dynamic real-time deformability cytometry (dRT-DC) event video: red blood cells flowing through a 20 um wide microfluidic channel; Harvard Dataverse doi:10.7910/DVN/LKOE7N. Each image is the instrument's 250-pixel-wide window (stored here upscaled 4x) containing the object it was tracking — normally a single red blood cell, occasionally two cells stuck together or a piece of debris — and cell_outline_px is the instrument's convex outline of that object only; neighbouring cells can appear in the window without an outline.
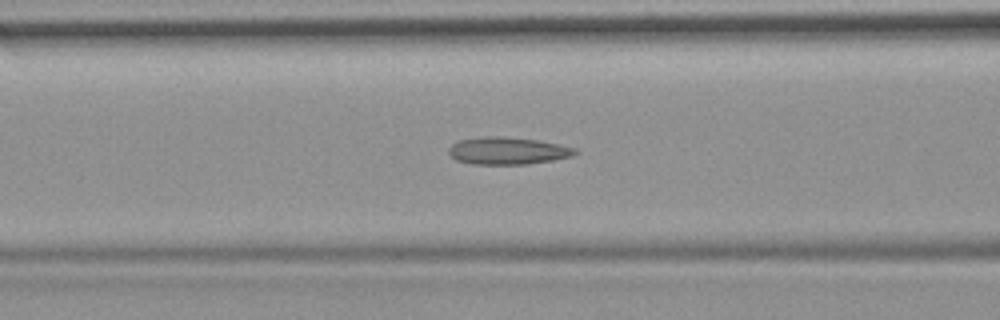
{"species": "common noctule bat (a hibernating species)", "species_latin": "Nyctalus noctula", "temperature_condition": "room temperature", "stored_images_in_passage": 46, "camera_frame_rate_fps": 3000, "um_per_image_px": 0.085, "animal": {"sex": "female", "body_mass_g": 19.9}, "frame": {"image": 1, "passage_image": 14, "time_ms": 4.333, "image_size_px": [1000, 320], "cell_outline_px": [[580, 152], [572, 156], [552, 160], [528, 164], [472, 164], [456, 160], [448, 152], [448, 148], [456, 140], [480, 136], [500, 136], [536, 140], [576, 148]], "centroid_in_image_um": [43.11, 12.81], "position_along_channel_um": 123.5, "area_um2": 20.17}, "authors_computed_cell_mechanics": {"area_um2": 19.2763, "velocity_mm_per_s": 3.732, "shape_relaxation_time_tau1_ms": null, "shape_relaxation_time_tau2_ms": 3.0236, "deformation_change_tau1": null, "deformation_change_tau2": 0.12}}